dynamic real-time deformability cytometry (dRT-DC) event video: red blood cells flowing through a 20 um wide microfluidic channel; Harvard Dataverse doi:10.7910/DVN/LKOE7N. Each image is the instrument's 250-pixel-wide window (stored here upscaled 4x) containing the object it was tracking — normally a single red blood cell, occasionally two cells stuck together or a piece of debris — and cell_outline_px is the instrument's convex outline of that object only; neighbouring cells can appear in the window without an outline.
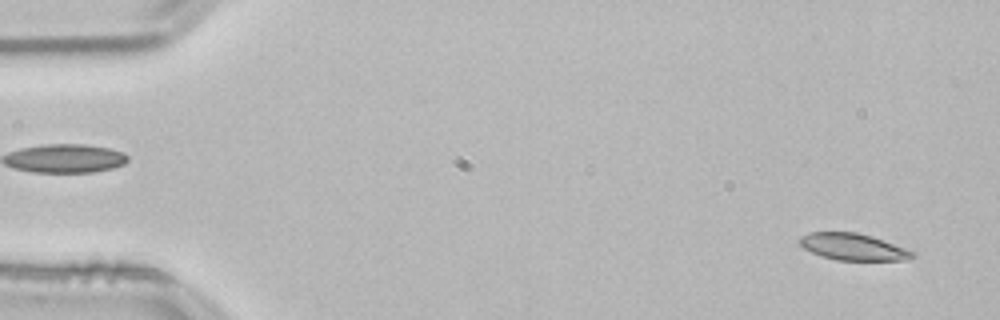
{"species": "common noctule bat (a hibernating species)", "species_latin": "Nyctalus noctula", "temperature_condition": "room temperature", "stored_images_in_passage": 52, "camera_frame_rate_fps": 3000, "um_per_image_px": 0.085, "animal": {"sex": "male", "body_mass_g": 21.5, "forearm_length_mm": 52.0}, "frame": {"image": 1, "passage_image": 2, "time_ms": 0.333, "image_size_px": [1000, 320], "cell_outline_px": [[916, 256], [908, 260], [836, 260], [820, 256], [804, 248], [800, 244], [800, 236], [808, 232], [856, 232], [872, 236], [916, 252]], "centroid_in_image_um": [72.53, 20.98], "position_along_channel_um": 12.5, "area_um2": 17.63}}
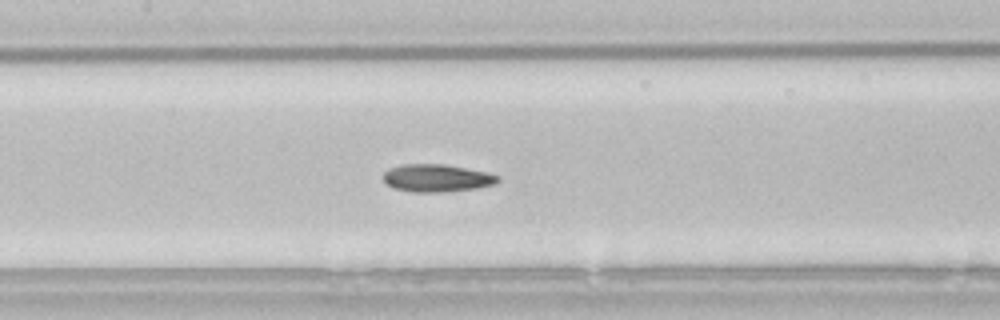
{"frame": {"image": 2, "passage_image": 24, "time_ms": 7.667, "image_size_px": [1000, 320], "cell_outline_px": [[500, 180], [496, 184], [476, 188], [448, 192], [412, 192], [392, 188], [384, 184], [384, 172], [388, 168], [404, 164], [444, 164], [488, 172], [500, 176]], "centroid_in_image_um": [37.12, 15.14], "position_along_channel_um": 170.3, "area_um2": 18.73}}
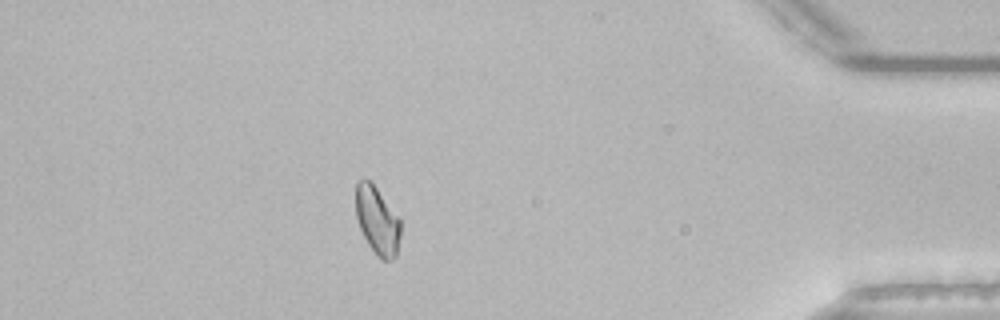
{"frame": {"image": 3, "passage_image": 46, "time_ms": 15.0, "image_size_px": [1000, 320], "cell_outline_px": [[400, 236], [396, 256], [392, 260], [380, 260], [376, 256], [368, 244], [360, 228], [356, 216], [356, 184], [360, 180], [368, 180], [376, 188], [400, 220]], "centroid_in_image_um": [32.06, 18.81], "position_along_channel_um": 403.1, "area_um2": 17.4}, "authors_computed_cell_mechanics": {"area_um2": 18.0336, "velocity_mm_per_s": 3.8155, "shape_relaxation_time_tau1_ms": 8.3183, "shape_relaxation_time_tau2_ms": 9.9472, "deformation_change_tau1": 0.1583, "deformation_change_tau2": 0.1374}}